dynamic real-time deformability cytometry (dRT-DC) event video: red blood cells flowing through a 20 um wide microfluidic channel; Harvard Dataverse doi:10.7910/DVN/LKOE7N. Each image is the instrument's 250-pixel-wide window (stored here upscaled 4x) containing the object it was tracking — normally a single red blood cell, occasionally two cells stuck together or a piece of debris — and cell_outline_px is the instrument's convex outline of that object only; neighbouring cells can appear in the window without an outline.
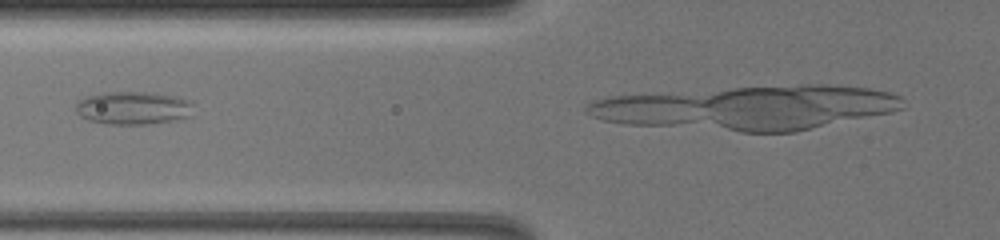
{"species": "common noctule bat (a hibernating species)", "species_latin": "Nyctalus noctula", "temperature_condition": "warm", "stored_images_in_passage": 4, "camera_frame_rate_fps": 3000, "um_per_image_px": 0.085, "animal": {"sex": "female", "body_mass_g": 19.5, "forearm_length_mm": 54.1}, "frame": {"image": 1, "passage_image": 2, "time_ms": 0.333, "image_size_px": [1000, 240], "cell_outline_px": [[192, 116], [172, 120], [148, 124], [104, 124], [88, 120], [80, 116], [76, 112], [76, 104], [84, 96], [108, 92], [156, 92], [176, 96], [188, 100], [192, 104]], "centroid_in_image_um": [11.31, 9.17], "position_along_channel_um": 114.5, "area_um2": 22.83}}